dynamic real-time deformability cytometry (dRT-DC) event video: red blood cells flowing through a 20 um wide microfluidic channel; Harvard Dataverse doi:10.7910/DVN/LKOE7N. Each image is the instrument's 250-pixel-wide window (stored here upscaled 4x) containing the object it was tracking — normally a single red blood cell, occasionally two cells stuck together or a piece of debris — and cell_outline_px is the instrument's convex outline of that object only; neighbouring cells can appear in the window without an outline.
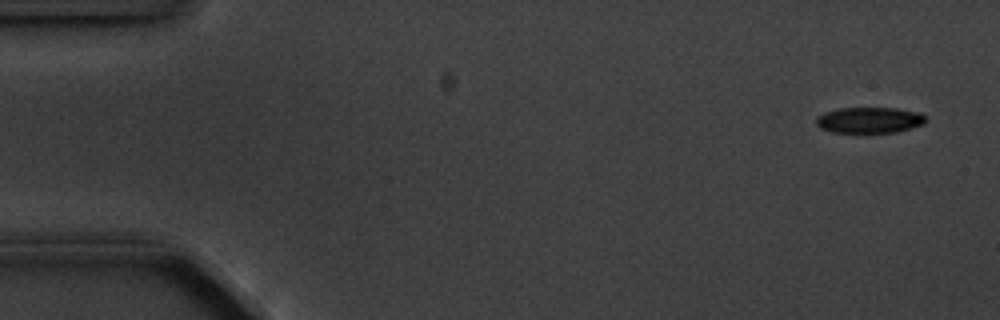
{"species": "common noctule bat (a hibernating species)", "species_latin": "Nyctalus noctula", "temperature_condition": "cold", "stored_images_in_passage": 5, "camera_frame_rate_fps": 3000, "um_per_image_px": 0.085, "animal": {"sex": "male", "body_mass_g": 20.1, "forearm_length_mm": 53.5}, "frame": {"image": 1, "passage_image": 1, "time_ms": 0.0, "image_size_px": [1000, 320], "cell_outline_px": [[928, 120], [924, 124], [896, 132], [832, 132], [820, 128], [816, 124], [816, 120], [824, 112], [840, 108], [896, 108], [916, 112], [924, 116]], "centroid_in_image_um": [73.9, 10.21], "position_along_channel_um": 11.1, "area_um2": 16.36}}